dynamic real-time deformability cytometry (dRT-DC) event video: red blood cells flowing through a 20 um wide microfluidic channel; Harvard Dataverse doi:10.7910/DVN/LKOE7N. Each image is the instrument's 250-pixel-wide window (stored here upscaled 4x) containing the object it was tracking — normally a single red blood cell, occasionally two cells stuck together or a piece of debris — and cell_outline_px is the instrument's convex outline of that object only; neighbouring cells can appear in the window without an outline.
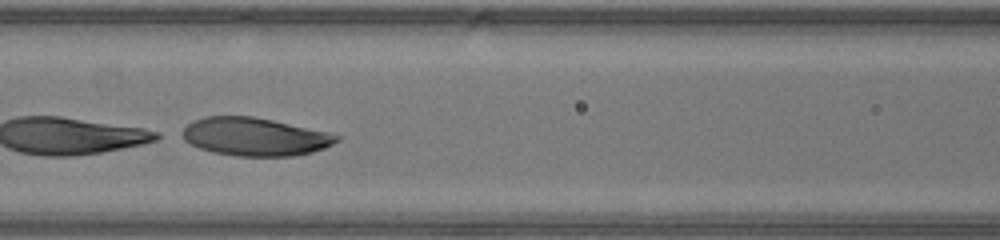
{"species": "human", "species_latin": "Homo sapiens", "temperature_condition": "warm", "stored_images_in_passage": 19, "segment_of_instrument_passage": [2, 2], "camera_frame_rate_fps": 3000, "um_per_image_px": 0.085, "donor": {"sex": "male"}, "frame": {"image": 1, "passage_image": 16, "time_ms": 5.0, "image_size_px": [1000, 240], "cell_outline_px": [[340, 140], [324, 148], [312, 152], [292, 156], [236, 156], [212, 152], [200, 148], [184, 140], [184, 128], [192, 120], [204, 116], [252, 116], [272, 120], [324, 132], [340, 136]], "centroid_in_image_um": [21.63, 11.62], "position_along_channel_um": 145.0, "area_um2": 33.87}}